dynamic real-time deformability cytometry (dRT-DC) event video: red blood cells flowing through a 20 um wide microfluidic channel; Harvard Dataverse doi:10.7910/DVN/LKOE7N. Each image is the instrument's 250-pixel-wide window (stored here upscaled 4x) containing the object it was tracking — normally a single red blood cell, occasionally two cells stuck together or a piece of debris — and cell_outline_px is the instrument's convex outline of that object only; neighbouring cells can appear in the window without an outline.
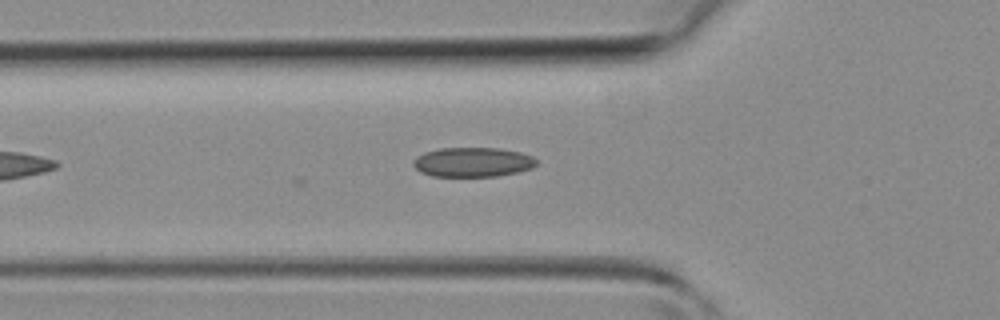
{"species": "common noctule bat (a hibernating species)", "species_latin": "Nyctalus noctula", "temperature_condition": "room temperature", "stored_images_in_passage": 27, "camera_frame_rate_fps": 3000, "um_per_image_px": 0.085, "animal": {"sex": "female", "body_mass_g": 19.3, "forearm_length_mm": 54.1}, "frame": {"image": 1, "passage_image": 5, "time_ms": 1.333, "image_size_px": [1000, 320], "cell_outline_px": [[536, 164], [532, 168], [516, 172], [496, 176], [432, 176], [420, 172], [412, 164], [412, 160], [416, 156], [424, 152], [440, 148], [500, 148], [520, 152], [532, 156], [536, 160]], "centroid_in_image_um": [40.14, 13.77], "position_along_channel_um": 85.7, "area_um2": 21.21}}
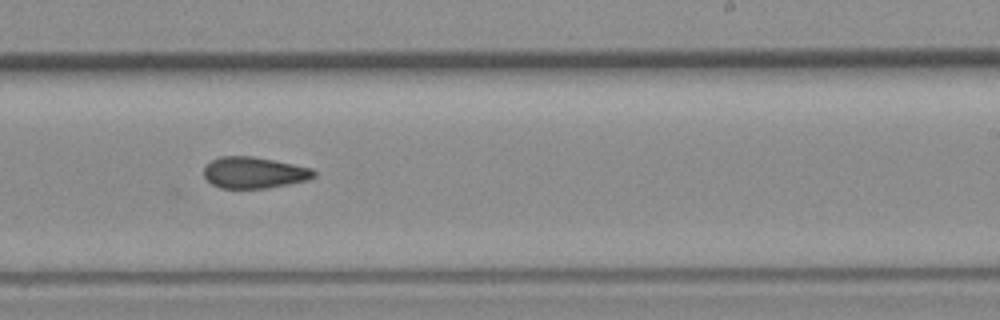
{"frame": {"image": 2, "passage_image": 16, "time_ms": 5.0, "image_size_px": [1000, 320], "cell_outline_px": [[316, 176], [308, 180], [288, 184], [264, 188], [220, 188], [212, 184], [204, 176], [204, 168], [212, 160], [220, 156], [252, 156], [312, 168], [316, 172]], "centroid_in_image_um": [21.6, 14.67], "position_along_channel_um": 267.4, "area_um2": 19.94}}
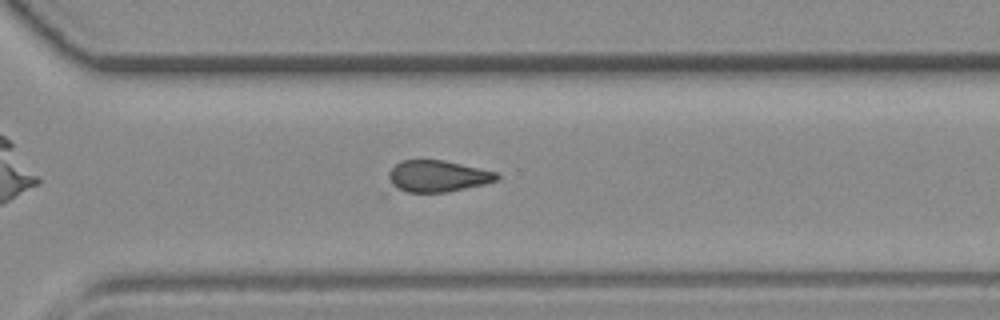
{"frame": {"image": 3, "passage_image": 20, "time_ms": 6.333, "image_size_px": [1000, 320], "cell_outline_px": [[500, 176], [496, 180], [484, 184], [448, 192], [408, 192], [388, 188], [388, 172], [400, 160], [444, 160], [496, 172]], "centroid_in_image_um": [37.11, 14.98], "position_along_channel_um": 333.5, "area_um2": 20.11}}